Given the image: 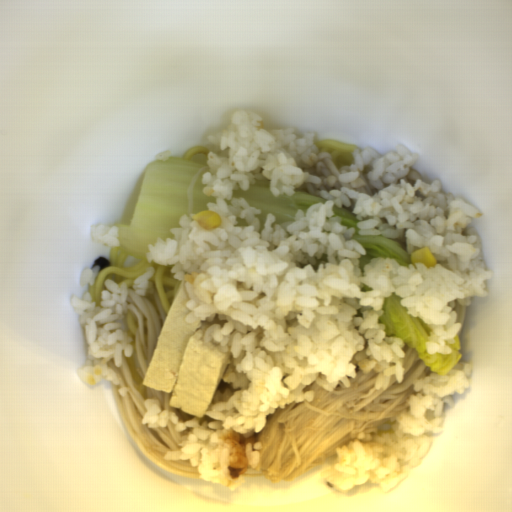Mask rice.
I'll return each mask as SVG.
<instances>
[{
    "mask_svg": "<svg viewBox=\"0 0 512 512\" xmlns=\"http://www.w3.org/2000/svg\"><path fill=\"white\" fill-rule=\"evenodd\" d=\"M259 114L238 111L229 126L209 135L208 171L202 176L206 203L220 224L206 229L183 215L173 237L148 243L147 262L171 265L187 294V322L209 323L204 341L231 353L204 418L180 422L161 399L144 400L142 426L175 431L190 429L179 450L165 460H188L199 478L229 489L245 483L256 469L262 445L255 441L267 417L290 402H312V384L333 391L339 382L351 387L357 369L377 372L375 388L402 383L405 342L388 336L380 323L384 298H401L406 314L430 328L428 355H449L462 324L455 310L488 295L493 278L482 241L471 224L481 213L439 181H406L418 161L410 148L397 145L379 155L373 148L353 151V183L365 166L377 188L369 195L350 187L331 190L332 200L298 209L293 221L275 223L268 213L259 230L261 210L249 206L235 190L248 191L267 179L270 193L292 196L302 183L320 185L309 170L319 147L314 133L297 137L294 129L261 128ZM334 204L354 206L360 234L385 235L403 244L412 264L372 259L360 268L364 248L351 239L354 227L340 225Z\"/></svg>",
    "mask_w": 512,
    "mask_h": 512,
    "instance_id": "rice-1",
    "label": "rice"
},
{
    "mask_svg": "<svg viewBox=\"0 0 512 512\" xmlns=\"http://www.w3.org/2000/svg\"><path fill=\"white\" fill-rule=\"evenodd\" d=\"M471 375V365L462 360L444 375L432 372L414 380L393 431L375 441H351L338 447L335 470L341 473L340 490L366 482L385 493L396 488L427 456L433 437L442 430L443 407L455 406L453 395L469 389Z\"/></svg>",
    "mask_w": 512,
    "mask_h": 512,
    "instance_id": "rice-2",
    "label": "rice"
},
{
    "mask_svg": "<svg viewBox=\"0 0 512 512\" xmlns=\"http://www.w3.org/2000/svg\"><path fill=\"white\" fill-rule=\"evenodd\" d=\"M104 286L99 306L88 292L82 298L74 294L70 298L79 314L87 343L88 359L78 369V375L87 384H98L102 379H107L117 386L121 378L108 366L109 360H113L115 367L119 368L123 358H129L134 353L132 339L121 326V320L128 311V287L124 282L118 285L111 277L105 280Z\"/></svg>",
    "mask_w": 512,
    "mask_h": 512,
    "instance_id": "rice-3",
    "label": "rice"
},
{
    "mask_svg": "<svg viewBox=\"0 0 512 512\" xmlns=\"http://www.w3.org/2000/svg\"><path fill=\"white\" fill-rule=\"evenodd\" d=\"M91 240L97 242L102 246L107 247H120V236L118 225L106 227L102 225L91 226Z\"/></svg>",
    "mask_w": 512,
    "mask_h": 512,
    "instance_id": "rice-4",
    "label": "rice"
},
{
    "mask_svg": "<svg viewBox=\"0 0 512 512\" xmlns=\"http://www.w3.org/2000/svg\"><path fill=\"white\" fill-rule=\"evenodd\" d=\"M156 269L154 267H148L146 271L140 275L135 281L132 283V289H134V293L139 296H144L148 290V279H151L155 274Z\"/></svg>",
    "mask_w": 512,
    "mask_h": 512,
    "instance_id": "rice-5",
    "label": "rice"
},
{
    "mask_svg": "<svg viewBox=\"0 0 512 512\" xmlns=\"http://www.w3.org/2000/svg\"><path fill=\"white\" fill-rule=\"evenodd\" d=\"M100 269V265L93 266L92 268H85L81 272L79 286H81L82 288L85 287L86 284H88L89 286H93L100 272Z\"/></svg>",
    "mask_w": 512,
    "mask_h": 512,
    "instance_id": "rice-6",
    "label": "rice"
}]
</instances>
